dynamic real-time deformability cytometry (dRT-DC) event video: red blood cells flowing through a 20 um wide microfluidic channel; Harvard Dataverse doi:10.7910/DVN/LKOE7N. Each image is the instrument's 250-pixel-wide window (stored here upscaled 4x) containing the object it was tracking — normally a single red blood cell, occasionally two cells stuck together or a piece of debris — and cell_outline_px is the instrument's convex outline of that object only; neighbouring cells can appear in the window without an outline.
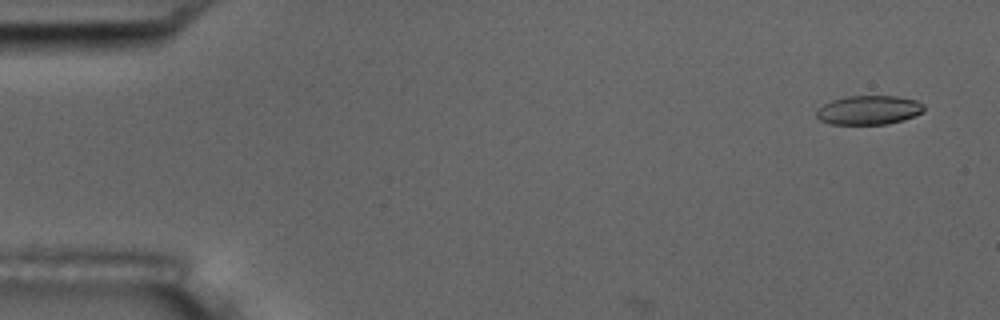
{"species": "common noctule bat (a hibernating species)", "species_latin": "Nyctalus noctula", "temperature_condition": "room temperature", "stored_images_in_passage": 5, "camera_frame_rate_fps": 3000, "um_per_image_px": 0.085, "animal": {"sex": "male", "body_mass_g": 17.5, "forearm_length_mm": 52.3}, "frame": {"image": 1, "passage_image": 1, "time_ms": 0.0, "image_size_px": [1000, 320], "cell_outline_px": [[924, 112], [904, 120], [888, 124], [828, 124], [820, 120], [816, 116], [816, 108], [832, 100], [848, 96], [896, 96], [916, 100], [924, 104]], "centroid_in_image_um": [73.85, 9.36], "position_along_channel_um": 11.2, "area_um2": 18.38}}